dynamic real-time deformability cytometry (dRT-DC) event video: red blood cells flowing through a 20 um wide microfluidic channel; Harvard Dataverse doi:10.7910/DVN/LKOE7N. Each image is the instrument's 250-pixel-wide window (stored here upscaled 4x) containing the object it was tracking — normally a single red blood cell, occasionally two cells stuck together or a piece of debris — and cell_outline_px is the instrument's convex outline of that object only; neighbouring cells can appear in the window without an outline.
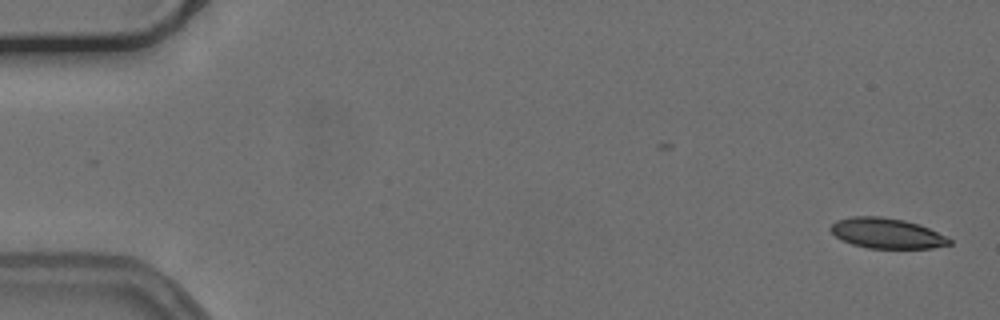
{"species": "common noctule bat (a hibernating species)", "species_latin": "Nyctalus noctula", "temperature_condition": "cold", "stored_images_in_passage": 47, "camera_frame_rate_fps": 3000, "um_per_image_px": 0.085, "animal": {"sex": "female", "body_mass_g": 24.6, "forearm_length_mm": 56.2}, "frame": {"image": 1, "passage_image": 1, "time_ms": 0.0, "image_size_px": [1000, 320], "cell_outline_px": [[952, 244], [932, 248], [868, 248], [852, 244], [836, 236], [828, 228], [836, 220], [852, 216], [880, 216], [904, 220], [928, 228], [952, 240]], "centroid_in_image_um": [75.35, 19.82], "position_along_channel_um": 9.7, "area_um2": 20.75}}
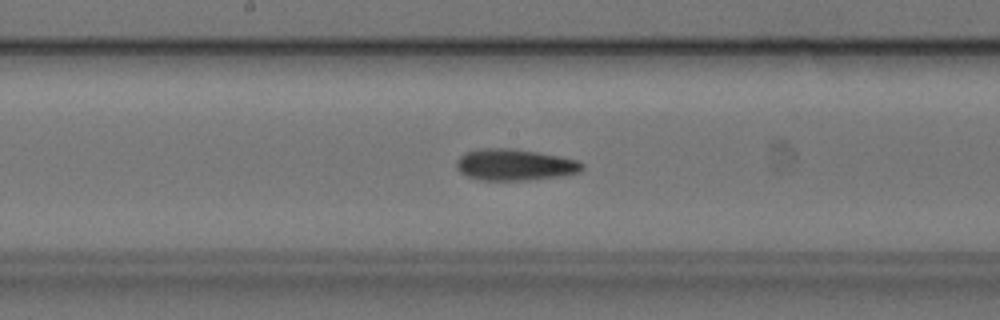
{"frame": {"image": 2, "passage_image": 28, "time_ms": 9.0, "image_size_px": [1000, 320], "cell_outline_px": [[584, 168], [580, 172], [560, 176], [528, 180], [480, 180], [468, 176], [460, 172], [456, 168], [456, 160], [464, 152], [480, 148], [512, 148], [536, 152], [576, 160], [584, 164]], "centroid_in_image_um": [43.71, 14.0], "position_along_channel_um": 204.5, "area_um2": 23.0}}
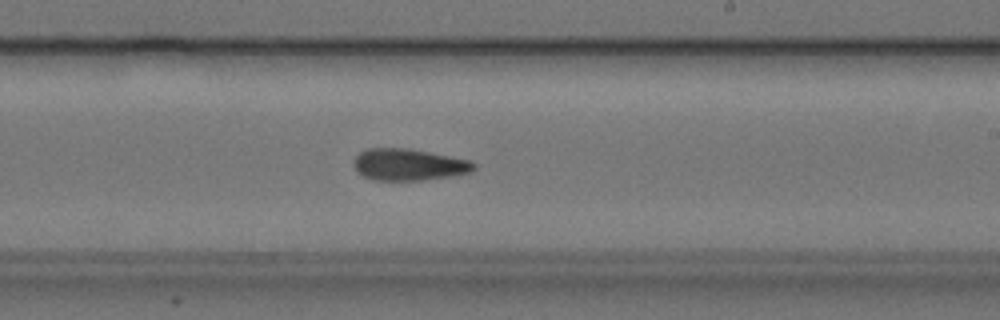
{"frame": {"image": 3, "passage_image": 32, "time_ms": 10.333, "image_size_px": [1000, 320], "cell_outline_px": [[476, 168], [472, 172], [456, 176], [424, 180], [372, 180], [364, 176], [356, 168], [352, 160], [360, 152], [368, 148], [408, 148], [472, 160], [476, 164]], "centroid_in_image_um": [34.81, 13.99], "position_along_channel_um": 254.2, "area_um2": 22.43}, "authors_computed_cell_mechanics": {"area_um2": 22.3686, "velocity_mm_per_s": 3.7636, "shape_relaxation_time_tau1_ms": 6.8057, "shape_relaxation_time_tau2_ms": 4.3614, "deformation_change_tau1": 0.1464, "deformation_change_tau2": 0.1273}}